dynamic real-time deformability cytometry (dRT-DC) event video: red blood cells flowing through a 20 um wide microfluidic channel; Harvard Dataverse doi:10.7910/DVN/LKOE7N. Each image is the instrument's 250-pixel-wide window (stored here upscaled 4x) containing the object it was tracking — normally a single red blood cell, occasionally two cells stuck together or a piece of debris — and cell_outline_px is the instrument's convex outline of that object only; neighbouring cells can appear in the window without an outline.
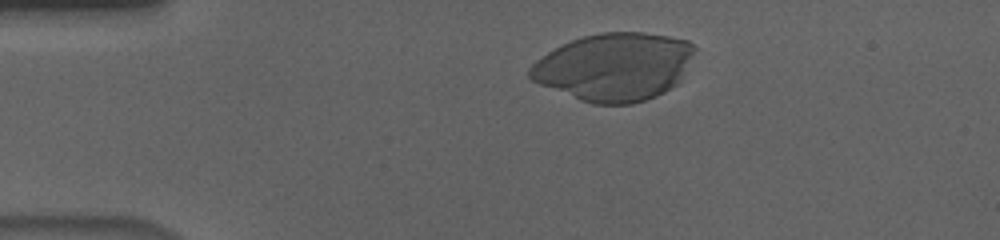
{"species": "human", "species_latin": "Homo sapiens", "temperature_condition": "cold", "stored_images_in_passage": 42, "camera_frame_rate_fps": 3000, "um_per_image_px": 0.085, "donor": {"sex": "male"}, "frame": {"image": 1, "passage_image": 7, "time_ms": 2.0, "image_size_px": [1000, 240], "cell_outline_px": [[696, 48], [680, 80], [672, 88], [656, 96], [632, 104], [592, 104], [580, 100], [540, 84], [532, 80], [528, 76], [528, 68], [536, 60], [548, 52], [580, 36], [600, 32], [644, 32], [668, 36], [688, 40]], "centroid_in_image_um": [52.21, 5.67], "position_along_channel_um": 32.8, "area_um2": 64.97}}